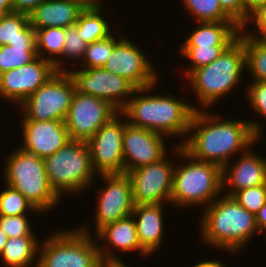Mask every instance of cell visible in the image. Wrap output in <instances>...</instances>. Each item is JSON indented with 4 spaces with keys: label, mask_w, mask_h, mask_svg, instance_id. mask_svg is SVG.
Wrapping results in <instances>:
<instances>
[{
    "label": "cell",
    "mask_w": 266,
    "mask_h": 267,
    "mask_svg": "<svg viewBox=\"0 0 266 267\" xmlns=\"http://www.w3.org/2000/svg\"><path fill=\"white\" fill-rule=\"evenodd\" d=\"M101 267H127L124 262L122 263H104Z\"/></svg>",
    "instance_id": "7dc6e473"
},
{
    "label": "cell",
    "mask_w": 266,
    "mask_h": 267,
    "mask_svg": "<svg viewBox=\"0 0 266 267\" xmlns=\"http://www.w3.org/2000/svg\"><path fill=\"white\" fill-rule=\"evenodd\" d=\"M43 242L35 267H101L104 263H122L112 251L96 245L86 227L58 231Z\"/></svg>",
    "instance_id": "277c9868"
},
{
    "label": "cell",
    "mask_w": 266,
    "mask_h": 267,
    "mask_svg": "<svg viewBox=\"0 0 266 267\" xmlns=\"http://www.w3.org/2000/svg\"><path fill=\"white\" fill-rule=\"evenodd\" d=\"M101 9H84L75 23L79 36L88 44L111 34L108 22L101 16Z\"/></svg>",
    "instance_id": "83f0119b"
},
{
    "label": "cell",
    "mask_w": 266,
    "mask_h": 267,
    "mask_svg": "<svg viewBox=\"0 0 266 267\" xmlns=\"http://www.w3.org/2000/svg\"><path fill=\"white\" fill-rule=\"evenodd\" d=\"M84 9L72 0H45L29 15L34 30L74 26Z\"/></svg>",
    "instance_id": "ffe728a7"
},
{
    "label": "cell",
    "mask_w": 266,
    "mask_h": 267,
    "mask_svg": "<svg viewBox=\"0 0 266 267\" xmlns=\"http://www.w3.org/2000/svg\"><path fill=\"white\" fill-rule=\"evenodd\" d=\"M70 77L75 93L92 95L109 102L119 112L133 96L135 87L116 73L108 72L104 67L65 71ZM124 99H123V98ZM125 100V101H124Z\"/></svg>",
    "instance_id": "30bf717a"
},
{
    "label": "cell",
    "mask_w": 266,
    "mask_h": 267,
    "mask_svg": "<svg viewBox=\"0 0 266 267\" xmlns=\"http://www.w3.org/2000/svg\"><path fill=\"white\" fill-rule=\"evenodd\" d=\"M0 227L8 238L35 236L26 215L0 216Z\"/></svg>",
    "instance_id": "e575fe53"
},
{
    "label": "cell",
    "mask_w": 266,
    "mask_h": 267,
    "mask_svg": "<svg viewBox=\"0 0 266 267\" xmlns=\"http://www.w3.org/2000/svg\"><path fill=\"white\" fill-rule=\"evenodd\" d=\"M56 72L52 62L38 56L29 64L0 74V96L20 106Z\"/></svg>",
    "instance_id": "9a60e30c"
},
{
    "label": "cell",
    "mask_w": 266,
    "mask_h": 267,
    "mask_svg": "<svg viewBox=\"0 0 266 267\" xmlns=\"http://www.w3.org/2000/svg\"><path fill=\"white\" fill-rule=\"evenodd\" d=\"M27 211L41 212L17 189L6 184L0 193V216L26 215Z\"/></svg>",
    "instance_id": "f546056e"
},
{
    "label": "cell",
    "mask_w": 266,
    "mask_h": 267,
    "mask_svg": "<svg viewBox=\"0 0 266 267\" xmlns=\"http://www.w3.org/2000/svg\"><path fill=\"white\" fill-rule=\"evenodd\" d=\"M183 3L197 22L233 21L223 11L219 0H183Z\"/></svg>",
    "instance_id": "f1b7e54d"
},
{
    "label": "cell",
    "mask_w": 266,
    "mask_h": 267,
    "mask_svg": "<svg viewBox=\"0 0 266 267\" xmlns=\"http://www.w3.org/2000/svg\"><path fill=\"white\" fill-rule=\"evenodd\" d=\"M35 34L37 55L52 62L57 72H65L66 68L62 67L60 59L55 57L58 55L62 56L65 43V28L49 27L37 29ZM46 52H49L48 54H51V56L43 57V53L46 54Z\"/></svg>",
    "instance_id": "484cf974"
},
{
    "label": "cell",
    "mask_w": 266,
    "mask_h": 267,
    "mask_svg": "<svg viewBox=\"0 0 266 267\" xmlns=\"http://www.w3.org/2000/svg\"><path fill=\"white\" fill-rule=\"evenodd\" d=\"M72 1L80 5L83 9H96L101 7V5L99 4L100 0H72Z\"/></svg>",
    "instance_id": "7bdbcfd3"
},
{
    "label": "cell",
    "mask_w": 266,
    "mask_h": 267,
    "mask_svg": "<svg viewBox=\"0 0 266 267\" xmlns=\"http://www.w3.org/2000/svg\"><path fill=\"white\" fill-rule=\"evenodd\" d=\"M154 87L155 85L135 89L136 97L129 98L120 115L129 118L126 120L128 124L146 128L164 137L189 134L191 119L197 108L170 94L137 96L138 93L152 92Z\"/></svg>",
    "instance_id": "7a4b0ae2"
},
{
    "label": "cell",
    "mask_w": 266,
    "mask_h": 267,
    "mask_svg": "<svg viewBox=\"0 0 266 267\" xmlns=\"http://www.w3.org/2000/svg\"><path fill=\"white\" fill-rule=\"evenodd\" d=\"M5 184L17 189L41 212L53 209L60 197L51 188L44 161L20 148L6 159Z\"/></svg>",
    "instance_id": "52a82bcc"
},
{
    "label": "cell",
    "mask_w": 266,
    "mask_h": 267,
    "mask_svg": "<svg viewBox=\"0 0 266 267\" xmlns=\"http://www.w3.org/2000/svg\"><path fill=\"white\" fill-rule=\"evenodd\" d=\"M223 11L241 28H243L242 0H219Z\"/></svg>",
    "instance_id": "74e56055"
},
{
    "label": "cell",
    "mask_w": 266,
    "mask_h": 267,
    "mask_svg": "<svg viewBox=\"0 0 266 267\" xmlns=\"http://www.w3.org/2000/svg\"><path fill=\"white\" fill-rule=\"evenodd\" d=\"M119 114L101 126L87 142L92 167L99 174L124 173L123 134L127 122H123Z\"/></svg>",
    "instance_id": "4fadbf2b"
},
{
    "label": "cell",
    "mask_w": 266,
    "mask_h": 267,
    "mask_svg": "<svg viewBox=\"0 0 266 267\" xmlns=\"http://www.w3.org/2000/svg\"><path fill=\"white\" fill-rule=\"evenodd\" d=\"M201 218V235L206 244L238 252L258 232L256 215L225 195L206 205Z\"/></svg>",
    "instance_id": "3957f363"
},
{
    "label": "cell",
    "mask_w": 266,
    "mask_h": 267,
    "mask_svg": "<svg viewBox=\"0 0 266 267\" xmlns=\"http://www.w3.org/2000/svg\"><path fill=\"white\" fill-rule=\"evenodd\" d=\"M87 45L88 43L79 36L75 25L65 28V43L62 52L63 57H67L68 59H82Z\"/></svg>",
    "instance_id": "d590c367"
},
{
    "label": "cell",
    "mask_w": 266,
    "mask_h": 267,
    "mask_svg": "<svg viewBox=\"0 0 266 267\" xmlns=\"http://www.w3.org/2000/svg\"><path fill=\"white\" fill-rule=\"evenodd\" d=\"M243 4V28L248 23L251 14L266 4V0H242Z\"/></svg>",
    "instance_id": "60d3db41"
},
{
    "label": "cell",
    "mask_w": 266,
    "mask_h": 267,
    "mask_svg": "<svg viewBox=\"0 0 266 267\" xmlns=\"http://www.w3.org/2000/svg\"><path fill=\"white\" fill-rule=\"evenodd\" d=\"M125 36L113 47L104 68L128 80L136 89L155 85L157 75L142 51Z\"/></svg>",
    "instance_id": "2e32d148"
},
{
    "label": "cell",
    "mask_w": 266,
    "mask_h": 267,
    "mask_svg": "<svg viewBox=\"0 0 266 267\" xmlns=\"http://www.w3.org/2000/svg\"><path fill=\"white\" fill-rule=\"evenodd\" d=\"M166 157L167 155L156 163L140 166L127 173L132 183L135 205L164 204L170 201L176 165L173 162L170 164L171 161Z\"/></svg>",
    "instance_id": "7c38bea8"
},
{
    "label": "cell",
    "mask_w": 266,
    "mask_h": 267,
    "mask_svg": "<svg viewBox=\"0 0 266 267\" xmlns=\"http://www.w3.org/2000/svg\"><path fill=\"white\" fill-rule=\"evenodd\" d=\"M219 119V115H211L198 108L192 116L188 130L195 133L185 143L182 142L181 147L194 159L223 168L230 163L228 159L233 157L231 155L243 151V148L247 151L250 144L258 141L262 131L258 122Z\"/></svg>",
    "instance_id": "6da1fadb"
},
{
    "label": "cell",
    "mask_w": 266,
    "mask_h": 267,
    "mask_svg": "<svg viewBox=\"0 0 266 267\" xmlns=\"http://www.w3.org/2000/svg\"><path fill=\"white\" fill-rule=\"evenodd\" d=\"M109 102L92 95L74 93L64 120L70 139L88 142L97 130L118 114Z\"/></svg>",
    "instance_id": "8fae6325"
},
{
    "label": "cell",
    "mask_w": 266,
    "mask_h": 267,
    "mask_svg": "<svg viewBox=\"0 0 266 267\" xmlns=\"http://www.w3.org/2000/svg\"><path fill=\"white\" fill-rule=\"evenodd\" d=\"M35 236L8 238L0 257L8 267H29L35 262L39 250ZM33 260V261H32Z\"/></svg>",
    "instance_id": "d4e9b609"
},
{
    "label": "cell",
    "mask_w": 266,
    "mask_h": 267,
    "mask_svg": "<svg viewBox=\"0 0 266 267\" xmlns=\"http://www.w3.org/2000/svg\"><path fill=\"white\" fill-rule=\"evenodd\" d=\"M37 57L36 34L29 22L24 27V39L0 46V74L29 64Z\"/></svg>",
    "instance_id": "603a6c76"
},
{
    "label": "cell",
    "mask_w": 266,
    "mask_h": 267,
    "mask_svg": "<svg viewBox=\"0 0 266 267\" xmlns=\"http://www.w3.org/2000/svg\"><path fill=\"white\" fill-rule=\"evenodd\" d=\"M198 23L200 26L185 39L182 46H230L238 39L242 29L234 21Z\"/></svg>",
    "instance_id": "7402d4cb"
},
{
    "label": "cell",
    "mask_w": 266,
    "mask_h": 267,
    "mask_svg": "<svg viewBox=\"0 0 266 267\" xmlns=\"http://www.w3.org/2000/svg\"><path fill=\"white\" fill-rule=\"evenodd\" d=\"M74 87L66 72H56L21 105L24 120L64 121L70 109Z\"/></svg>",
    "instance_id": "9c48e42d"
},
{
    "label": "cell",
    "mask_w": 266,
    "mask_h": 267,
    "mask_svg": "<svg viewBox=\"0 0 266 267\" xmlns=\"http://www.w3.org/2000/svg\"><path fill=\"white\" fill-rule=\"evenodd\" d=\"M261 39L266 42V33L261 37Z\"/></svg>",
    "instance_id": "c3c4849f"
},
{
    "label": "cell",
    "mask_w": 266,
    "mask_h": 267,
    "mask_svg": "<svg viewBox=\"0 0 266 267\" xmlns=\"http://www.w3.org/2000/svg\"><path fill=\"white\" fill-rule=\"evenodd\" d=\"M131 215L122 218L114 223L101 228L95 236L99 240H105L106 243L124 252L138 250L143 255L149 254L140 246L135 219Z\"/></svg>",
    "instance_id": "cb8c5ba5"
},
{
    "label": "cell",
    "mask_w": 266,
    "mask_h": 267,
    "mask_svg": "<svg viewBox=\"0 0 266 267\" xmlns=\"http://www.w3.org/2000/svg\"><path fill=\"white\" fill-rule=\"evenodd\" d=\"M45 0H13V12L30 15Z\"/></svg>",
    "instance_id": "ab89813d"
},
{
    "label": "cell",
    "mask_w": 266,
    "mask_h": 267,
    "mask_svg": "<svg viewBox=\"0 0 266 267\" xmlns=\"http://www.w3.org/2000/svg\"><path fill=\"white\" fill-rule=\"evenodd\" d=\"M13 12V0H0V15Z\"/></svg>",
    "instance_id": "ee69618b"
},
{
    "label": "cell",
    "mask_w": 266,
    "mask_h": 267,
    "mask_svg": "<svg viewBox=\"0 0 266 267\" xmlns=\"http://www.w3.org/2000/svg\"><path fill=\"white\" fill-rule=\"evenodd\" d=\"M43 161L48 182L59 197L64 192L75 194L86 190L96 175L87 142L71 140Z\"/></svg>",
    "instance_id": "ba28073f"
},
{
    "label": "cell",
    "mask_w": 266,
    "mask_h": 267,
    "mask_svg": "<svg viewBox=\"0 0 266 267\" xmlns=\"http://www.w3.org/2000/svg\"><path fill=\"white\" fill-rule=\"evenodd\" d=\"M245 65L246 50L238 38L212 63L195 69L187 78L200 107L208 108L228 94L240 80Z\"/></svg>",
    "instance_id": "5b68a950"
},
{
    "label": "cell",
    "mask_w": 266,
    "mask_h": 267,
    "mask_svg": "<svg viewBox=\"0 0 266 267\" xmlns=\"http://www.w3.org/2000/svg\"><path fill=\"white\" fill-rule=\"evenodd\" d=\"M28 23L29 16L25 14L11 12L0 15V46L24 39V27Z\"/></svg>",
    "instance_id": "4dcf8cb0"
},
{
    "label": "cell",
    "mask_w": 266,
    "mask_h": 267,
    "mask_svg": "<svg viewBox=\"0 0 266 267\" xmlns=\"http://www.w3.org/2000/svg\"><path fill=\"white\" fill-rule=\"evenodd\" d=\"M23 144L20 147L39 158H46L71 141L64 121L47 120L22 122Z\"/></svg>",
    "instance_id": "ac0fdd59"
},
{
    "label": "cell",
    "mask_w": 266,
    "mask_h": 267,
    "mask_svg": "<svg viewBox=\"0 0 266 267\" xmlns=\"http://www.w3.org/2000/svg\"><path fill=\"white\" fill-rule=\"evenodd\" d=\"M8 237L0 227V254L7 243Z\"/></svg>",
    "instance_id": "bcb514c9"
},
{
    "label": "cell",
    "mask_w": 266,
    "mask_h": 267,
    "mask_svg": "<svg viewBox=\"0 0 266 267\" xmlns=\"http://www.w3.org/2000/svg\"><path fill=\"white\" fill-rule=\"evenodd\" d=\"M100 176H103L106 188H102L101 191L97 189L99 201L96 204V233L104 226L131 215L135 206L132 183L127 174Z\"/></svg>",
    "instance_id": "5bb4252c"
},
{
    "label": "cell",
    "mask_w": 266,
    "mask_h": 267,
    "mask_svg": "<svg viewBox=\"0 0 266 267\" xmlns=\"http://www.w3.org/2000/svg\"><path fill=\"white\" fill-rule=\"evenodd\" d=\"M162 204H138L133 208L140 246L149 254L158 251L163 238Z\"/></svg>",
    "instance_id": "44dd1931"
},
{
    "label": "cell",
    "mask_w": 266,
    "mask_h": 267,
    "mask_svg": "<svg viewBox=\"0 0 266 267\" xmlns=\"http://www.w3.org/2000/svg\"><path fill=\"white\" fill-rule=\"evenodd\" d=\"M178 146V156L186 158L188 162L174 168L170 202L179 207L210 205L223 190L222 168L213 163L196 160L187 154L181 145Z\"/></svg>",
    "instance_id": "8992f818"
},
{
    "label": "cell",
    "mask_w": 266,
    "mask_h": 267,
    "mask_svg": "<svg viewBox=\"0 0 266 267\" xmlns=\"http://www.w3.org/2000/svg\"><path fill=\"white\" fill-rule=\"evenodd\" d=\"M232 197L243 208L256 215L266 202V184L239 190Z\"/></svg>",
    "instance_id": "836d02e7"
},
{
    "label": "cell",
    "mask_w": 266,
    "mask_h": 267,
    "mask_svg": "<svg viewBox=\"0 0 266 267\" xmlns=\"http://www.w3.org/2000/svg\"><path fill=\"white\" fill-rule=\"evenodd\" d=\"M228 165L230 164L227 163L222 168V188L229 184L233 189H230L232 191L227 192L226 195L232 196L239 190L266 184L265 158L258 157L247 150L242 152L241 157L233 167L229 169Z\"/></svg>",
    "instance_id": "d6986e66"
},
{
    "label": "cell",
    "mask_w": 266,
    "mask_h": 267,
    "mask_svg": "<svg viewBox=\"0 0 266 267\" xmlns=\"http://www.w3.org/2000/svg\"><path fill=\"white\" fill-rule=\"evenodd\" d=\"M240 30L238 38L246 50V68L252 73V81L266 82V42L261 38L250 37ZM243 33V34H242Z\"/></svg>",
    "instance_id": "4316f807"
},
{
    "label": "cell",
    "mask_w": 266,
    "mask_h": 267,
    "mask_svg": "<svg viewBox=\"0 0 266 267\" xmlns=\"http://www.w3.org/2000/svg\"><path fill=\"white\" fill-rule=\"evenodd\" d=\"M162 137V134L127 123L123 134L124 173L164 158L167 150Z\"/></svg>",
    "instance_id": "e0dca14e"
},
{
    "label": "cell",
    "mask_w": 266,
    "mask_h": 267,
    "mask_svg": "<svg viewBox=\"0 0 266 267\" xmlns=\"http://www.w3.org/2000/svg\"><path fill=\"white\" fill-rule=\"evenodd\" d=\"M193 267H226L222 262L218 261H202L195 264Z\"/></svg>",
    "instance_id": "f6af8a7d"
},
{
    "label": "cell",
    "mask_w": 266,
    "mask_h": 267,
    "mask_svg": "<svg viewBox=\"0 0 266 267\" xmlns=\"http://www.w3.org/2000/svg\"><path fill=\"white\" fill-rule=\"evenodd\" d=\"M248 88L249 105L256 113L266 117V82L253 81Z\"/></svg>",
    "instance_id": "8d00e7d4"
},
{
    "label": "cell",
    "mask_w": 266,
    "mask_h": 267,
    "mask_svg": "<svg viewBox=\"0 0 266 267\" xmlns=\"http://www.w3.org/2000/svg\"><path fill=\"white\" fill-rule=\"evenodd\" d=\"M256 223L259 232L262 233L264 229L266 230V202L264 203V206L256 214Z\"/></svg>",
    "instance_id": "b9f144b4"
},
{
    "label": "cell",
    "mask_w": 266,
    "mask_h": 267,
    "mask_svg": "<svg viewBox=\"0 0 266 267\" xmlns=\"http://www.w3.org/2000/svg\"><path fill=\"white\" fill-rule=\"evenodd\" d=\"M112 34L87 45L83 64L84 69L104 67L115 44L118 42Z\"/></svg>",
    "instance_id": "d6a6232c"
},
{
    "label": "cell",
    "mask_w": 266,
    "mask_h": 267,
    "mask_svg": "<svg viewBox=\"0 0 266 267\" xmlns=\"http://www.w3.org/2000/svg\"><path fill=\"white\" fill-rule=\"evenodd\" d=\"M229 46H182L181 54L185 55L191 61L188 70L185 71V76L188 77L195 69L209 65L216 60Z\"/></svg>",
    "instance_id": "1f68e13d"
},
{
    "label": "cell",
    "mask_w": 266,
    "mask_h": 267,
    "mask_svg": "<svg viewBox=\"0 0 266 267\" xmlns=\"http://www.w3.org/2000/svg\"><path fill=\"white\" fill-rule=\"evenodd\" d=\"M251 19V22L253 21L255 23V26H257L258 33L260 34L259 37L258 35L252 34H247L250 37H255V38H261L265 33H266V4L262 7H260L255 13H253L249 21ZM253 19V20H252Z\"/></svg>",
    "instance_id": "f35d334b"
}]
</instances>
